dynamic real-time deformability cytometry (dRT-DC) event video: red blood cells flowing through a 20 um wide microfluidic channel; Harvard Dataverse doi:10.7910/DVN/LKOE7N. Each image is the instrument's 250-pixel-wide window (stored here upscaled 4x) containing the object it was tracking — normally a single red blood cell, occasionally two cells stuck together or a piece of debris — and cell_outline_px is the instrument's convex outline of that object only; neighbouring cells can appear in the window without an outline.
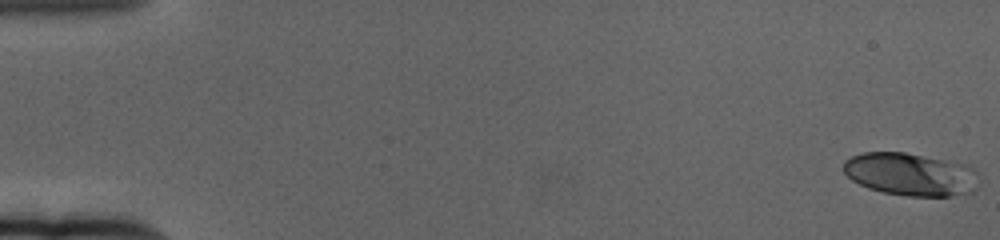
{"species": "human", "species_latin": "Homo sapiens", "temperature_condition": "cold", "stored_images_in_passage": 61, "camera_frame_rate_fps": 3000, "um_per_image_px": 0.085, "donor": {"sex": "female"}, "frame": {"image": 1, "passage_image": 1, "time_ms": 0.0, "image_size_px": [1000, 240], "cell_outline_px": [[976, 192], [952, 196], [908, 196], [884, 192], [868, 188], [852, 180], [844, 172], [844, 160], [852, 156], [864, 152], [904, 152], [968, 164], [976, 172]], "centroid_in_image_um": [77.41, 14.81], "position_along_channel_um": 7.6, "area_um2": 33.81}}
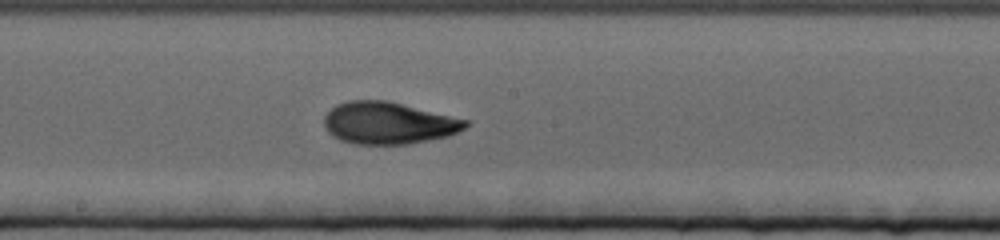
{"frame": {"image": 2, "passage_image": 34, "time_ms": 11.0, "image_size_px": [1000, 240], "cell_outline_px": [[468, 124], [464, 128], [448, 136], [408, 144], [356, 144], [340, 140], [332, 136], [328, 132], [324, 124], [324, 116], [336, 104], [348, 100], [388, 100], [468, 120]], "centroid_in_image_um": [32.98, 10.45], "position_along_channel_um": 215.2, "area_um2": 34.56}}
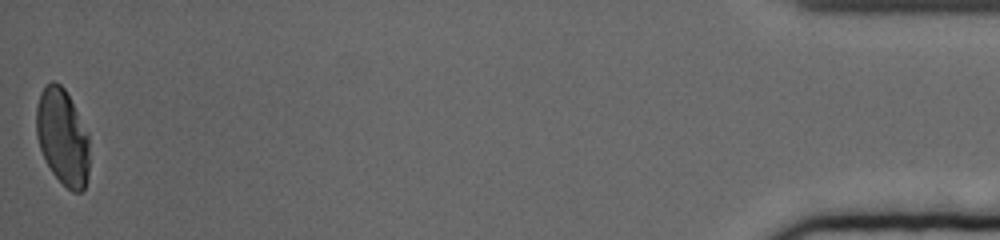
{"frame": {"image": 3, "passage_image": 61, "time_ms": 20.0, "image_size_px": [1000, 240], "cell_outline_px": [[88, 176], [84, 188], [80, 192], [72, 192], [52, 172], [40, 148], [36, 136], [36, 108], [40, 92], [52, 80], [56, 80], [64, 88], [88, 132]], "centroid_in_image_um": [5.31, 11.62], "position_along_channel_um": 429.9, "area_um2": 29.54}, "authors_computed_cell_mechanics": {"area_um2": 32.946, "velocity_mm_per_s": 3.3557, "shape_relaxation_time_tau1_ms": 4.1615, "shape_relaxation_time_tau2_ms": 1.9409, "deformation_change_tau1": 0.1796, "deformation_change_tau2": 0.0754}}